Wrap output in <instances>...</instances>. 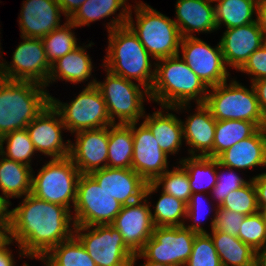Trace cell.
<instances>
[{"instance_id":"10","label":"cell","mask_w":266,"mask_h":266,"mask_svg":"<svg viewBox=\"0 0 266 266\" xmlns=\"http://www.w3.org/2000/svg\"><path fill=\"white\" fill-rule=\"evenodd\" d=\"M74 236L94 260L96 266H134V253L119 231L110 224L75 226Z\"/></svg>"},{"instance_id":"24","label":"cell","mask_w":266,"mask_h":266,"mask_svg":"<svg viewBox=\"0 0 266 266\" xmlns=\"http://www.w3.org/2000/svg\"><path fill=\"white\" fill-rule=\"evenodd\" d=\"M216 159L222 165L238 171L266 167V127L260 128L249 138L242 139Z\"/></svg>"},{"instance_id":"39","label":"cell","mask_w":266,"mask_h":266,"mask_svg":"<svg viewBox=\"0 0 266 266\" xmlns=\"http://www.w3.org/2000/svg\"><path fill=\"white\" fill-rule=\"evenodd\" d=\"M220 207L245 216L258 212L257 192L253 180L240 189L231 191Z\"/></svg>"},{"instance_id":"31","label":"cell","mask_w":266,"mask_h":266,"mask_svg":"<svg viewBox=\"0 0 266 266\" xmlns=\"http://www.w3.org/2000/svg\"><path fill=\"white\" fill-rule=\"evenodd\" d=\"M188 173L192 193H209L217 182V159L189 156L178 161ZM209 190V191H208Z\"/></svg>"},{"instance_id":"56","label":"cell","mask_w":266,"mask_h":266,"mask_svg":"<svg viewBox=\"0 0 266 266\" xmlns=\"http://www.w3.org/2000/svg\"><path fill=\"white\" fill-rule=\"evenodd\" d=\"M263 47L266 49V34L263 35Z\"/></svg>"},{"instance_id":"28","label":"cell","mask_w":266,"mask_h":266,"mask_svg":"<svg viewBox=\"0 0 266 266\" xmlns=\"http://www.w3.org/2000/svg\"><path fill=\"white\" fill-rule=\"evenodd\" d=\"M33 168L0 154V189L2 196L23 198L31 193Z\"/></svg>"},{"instance_id":"7","label":"cell","mask_w":266,"mask_h":266,"mask_svg":"<svg viewBox=\"0 0 266 266\" xmlns=\"http://www.w3.org/2000/svg\"><path fill=\"white\" fill-rule=\"evenodd\" d=\"M37 172L36 176L34 171L32 173L31 194L71 211L76 202L77 185L81 176L72 159L69 156L51 159Z\"/></svg>"},{"instance_id":"38","label":"cell","mask_w":266,"mask_h":266,"mask_svg":"<svg viewBox=\"0 0 266 266\" xmlns=\"http://www.w3.org/2000/svg\"><path fill=\"white\" fill-rule=\"evenodd\" d=\"M4 143L6 148L3 146ZM35 153L37 152L26 128L12 131L0 138V154L7 159L31 167L30 163Z\"/></svg>"},{"instance_id":"44","label":"cell","mask_w":266,"mask_h":266,"mask_svg":"<svg viewBox=\"0 0 266 266\" xmlns=\"http://www.w3.org/2000/svg\"><path fill=\"white\" fill-rule=\"evenodd\" d=\"M205 194L206 193H192L190 200L187 203L186 219H188L189 221L191 220L192 223L190 225L187 224L185 226L189 228L191 231H194L198 234L208 233V231H206L205 228L201 226V224L202 225L204 224L201 222L205 219V217L209 215V213H211L212 211L211 206H213L212 204L211 205L209 204V207L207 206L209 203V200L204 197ZM205 207L207 208L205 209ZM207 210L209 211L208 213H207Z\"/></svg>"},{"instance_id":"43","label":"cell","mask_w":266,"mask_h":266,"mask_svg":"<svg viewBox=\"0 0 266 266\" xmlns=\"http://www.w3.org/2000/svg\"><path fill=\"white\" fill-rule=\"evenodd\" d=\"M214 208L213 212H215L210 221V230H217L228 235L238 236L242 222L246 216L220 206Z\"/></svg>"},{"instance_id":"49","label":"cell","mask_w":266,"mask_h":266,"mask_svg":"<svg viewBox=\"0 0 266 266\" xmlns=\"http://www.w3.org/2000/svg\"><path fill=\"white\" fill-rule=\"evenodd\" d=\"M13 244V240L7 238L0 244V266H16L15 258L8 247Z\"/></svg>"},{"instance_id":"34","label":"cell","mask_w":266,"mask_h":266,"mask_svg":"<svg viewBox=\"0 0 266 266\" xmlns=\"http://www.w3.org/2000/svg\"><path fill=\"white\" fill-rule=\"evenodd\" d=\"M35 259L43 261L46 266H96L74 235L55 246L43 258Z\"/></svg>"},{"instance_id":"40","label":"cell","mask_w":266,"mask_h":266,"mask_svg":"<svg viewBox=\"0 0 266 266\" xmlns=\"http://www.w3.org/2000/svg\"><path fill=\"white\" fill-rule=\"evenodd\" d=\"M237 237L257 252L266 250V223L259 211L244 218Z\"/></svg>"},{"instance_id":"22","label":"cell","mask_w":266,"mask_h":266,"mask_svg":"<svg viewBox=\"0 0 266 266\" xmlns=\"http://www.w3.org/2000/svg\"><path fill=\"white\" fill-rule=\"evenodd\" d=\"M195 107V113H190L185 122L181 120L184 140L190 147L188 154L213 158L216 120L204 103Z\"/></svg>"},{"instance_id":"6","label":"cell","mask_w":266,"mask_h":266,"mask_svg":"<svg viewBox=\"0 0 266 266\" xmlns=\"http://www.w3.org/2000/svg\"><path fill=\"white\" fill-rule=\"evenodd\" d=\"M248 89L237 80H230L209 87L205 105L216 121L245 120L259 128L266 127V120L260 110L254 87Z\"/></svg>"},{"instance_id":"36","label":"cell","mask_w":266,"mask_h":266,"mask_svg":"<svg viewBox=\"0 0 266 266\" xmlns=\"http://www.w3.org/2000/svg\"><path fill=\"white\" fill-rule=\"evenodd\" d=\"M76 26L66 19L65 23L42 38L46 58L50 65L79 46L74 31Z\"/></svg>"},{"instance_id":"27","label":"cell","mask_w":266,"mask_h":266,"mask_svg":"<svg viewBox=\"0 0 266 266\" xmlns=\"http://www.w3.org/2000/svg\"><path fill=\"white\" fill-rule=\"evenodd\" d=\"M86 52V48L79 45L54 62L45 87H49V84L56 82L57 79L73 84L88 81L94 67L90 55Z\"/></svg>"},{"instance_id":"41","label":"cell","mask_w":266,"mask_h":266,"mask_svg":"<svg viewBox=\"0 0 266 266\" xmlns=\"http://www.w3.org/2000/svg\"><path fill=\"white\" fill-rule=\"evenodd\" d=\"M185 266H222L214 242L208 233L195 236L191 255Z\"/></svg>"},{"instance_id":"21","label":"cell","mask_w":266,"mask_h":266,"mask_svg":"<svg viewBox=\"0 0 266 266\" xmlns=\"http://www.w3.org/2000/svg\"><path fill=\"white\" fill-rule=\"evenodd\" d=\"M219 42L226 66L238 71L250 55L263 46V34L256 21L226 29Z\"/></svg>"},{"instance_id":"15","label":"cell","mask_w":266,"mask_h":266,"mask_svg":"<svg viewBox=\"0 0 266 266\" xmlns=\"http://www.w3.org/2000/svg\"><path fill=\"white\" fill-rule=\"evenodd\" d=\"M66 130L60 113L51 103L26 127L33 146L38 153L60 159L70 154V139L63 141L62 130Z\"/></svg>"},{"instance_id":"48","label":"cell","mask_w":266,"mask_h":266,"mask_svg":"<svg viewBox=\"0 0 266 266\" xmlns=\"http://www.w3.org/2000/svg\"><path fill=\"white\" fill-rule=\"evenodd\" d=\"M252 85L257 95L260 110L266 120V78L258 79L252 82Z\"/></svg>"},{"instance_id":"16","label":"cell","mask_w":266,"mask_h":266,"mask_svg":"<svg viewBox=\"0 0 266 266\" xmlns=\"http://www.w3.org/2000/svg\"><path fill=\"white\" fill-rule=\"evenodd\" d=\"M132 128L133 156L131 169L146 182H153L168 166V155L159 147L150 129L142 122L128 123Z\"/></svg>"},{"instance_id":"55","label":"cell","mask_w":266,"mask_h":266,"mask_svg":"<svg viewBox=\"0 0 266 266\" xmlns=\"http://www.w3.org/2000/svg\"><path fill=\"white\" fill-rule=\"evenodd\" d=\"M7 239V235L0 229V244Z\"/></svg>"},{"instance_id":"9","label":"cell","mask_w":266,"mask_h":266,"mask_svg":"<svg viewBox=\"0 0 266 266\" xmlns=\"http://www.w3.org/2000/svg\"><path fill=\"white\" fill-rule=\"evenodd\" d=\"M96 81V78L90 80L81 93L69 103L50 96V103L60 113L66 130L71 134L113 125L103 96L95 86Z\"/></svg>"},{"instance_id":"12","label":"cell","mask_w":266,"mask_h":266,"mask_svg":"<svg viewBox=\"0 0 266 266\" xmlns=\"http://www.w3.org/2000/svg\"><path fill=\"white\" fill-rule=\"evenodd\" d=\"M121 208L90 174H81L72 215L75 226L111 224Z\"/></svg>"},{"instance_id":"5","label":"cell","mask_w":266,"mask_h":266,"mask_svg":"<svg viewBox=\"0 0 266 266\" xmlns=\"http://www.w3.org/2000/svg\"><path fill=\"white\" fill-rule=\"evenodd\" d=\"M132 7L136 22L132 17ZM127 25L155 61L179 55L182 37L178 26L173 19L153 9L147 3L136 1V5L131 6Z\"/></svg>"},{"instance_id":"52","label":"cell","mask_w":266,"mask_h":266,"mask_svg":"<svg viewBox=\"0 0 266 266\" xmlns=\"http://www.w3.org/2000/svg\"><path fill=\"white\" fill-rule=\"evenodd\" d=\"M256 263L259 266H266V250L257 252Z\"/></svg>"},{"instance_id":"57","label":"cell","mask_w":266,"mask_h":266,"mask_svg":"<svg viewBox=\"0 0 266 266\" xmlns=\"http://www.w3.org/2000/svg\"><path fill=\"white\" fill-rule=\"evenodd\" d=\"M251 266H259L256 262L254 264H252Z\"/></svg>"},{"instance_id":"19","label":"cell","mask_w":266,"mask_h":266,"mask_svg":"<svg viewBox=\"0 0 266 266\" xmlns=\"http://www.w3.org/2000/svg\"><path fill=\"white\" fill-rule=\"evenodd\" d=\"M90 175L112 198L122 206L145 197L147 182L131 168H103Z\"/></svg>"},{"instance_id":"2","label":"cell","mask_w":266,"mask_h":266,"mask_svg":"<svg viewBox=\"0 0 266 266\" xmlns=\"http://www.w3.org/2000/svg\"><path fill=\"white\" fill-rule=\"evenodd\" d=\"M155 76L150 98L160 106L181 112L190 108L191 100L205 103L209 87L180 58L173 56L153 62Z\"/></svg>"},{"instance_id":"23","label":"cell","mask_w":266,"mask_h":266,"mask_svg":"<svg viewBox=\"0 0 266 266\" xmlns=\"http://www.w3.org/2000/svg\"><path fill=\"white\" fill-rule=\"evenodd\" d=\"M215 3L212 0H177L176 20L181 37H195L193 33H211L217 30Z\"/></svg>"},{"instance_id":"17","label":"cell","mask_w":266,"mask_h":266,"mask_svg":"<svg viewBox=\"0 0 266 266\" xmlns=\"http://www.w3.org/2000/svg\"><path fill=\"white\" fill-rule=\"evenodd\" d=\"M150 206L151 202H148L146 197L137 202L124 205L110 224L119 231L126 246L134 254L139 253L152 236L155 226Z\"/></svg>"},{"instance_id":"33","label":"cell","mask_w":266,"mask_h":266,"mask_svg":"<svg viewBox=\"0 0 266 266\" xmlns=\"http://www.w3.org/2000/svg\"><path fill=\"white\" fill-rule=\"evenodd\" d=\"M260 128L253 122L245 120L216 121L213 158H217L239 141L254 135Z\"/></svg>"},{"instance_id":"29","label":"cell","mask_w":266,"mask_h":266,"mask_svg":"<svg viewBox=\"0 0 266 266\" xmlns=\"http://www.w3.org/2000/svg\"><path fill=\"white\" fill-rule=\"evenodd\" d=\"M211 236L222 266H251L256 262L257 251L237 236L212 230Z\"/></svg>"},{"instance_id":"11","label":"cell","mask_w":266,"mask_h":266,"mask_svg":"<svg viewBox=\"0 0 266 266\" xmlns=\"http://www.w3.org/2000/svg\"><path fill=\"white\" fill-rule=\"evenodd\" d=\"M198 233L184 226H155L152 236L133 261L144 258L170 266H185Z\"/></svg>"},{"instance_id":"53","label":"cell","mask_w":266,"mask_h":266,"mask_svg":"<svg viewBox=\"0 0 266 266\" xmlns=\"http://www.w3.org/2000/svg\"><path fill=\"white\" fill-rule=\"evenodd\" d=\"M145 263L143 265H140V266H170V265H167V264H163V263H159V262H152V261H149V260H146L144 259Z\"/></svg>"},{"instance_id":"46","label":"cell","mask_w":266,"mask_h":266,"mask_svg":"<svg viewBox=\"0 0 266 266\" xmlns=\"http://www.w3.org/2000/svg\"><path fill=\"white\" fill-rule=\"evenodd\" d=\"M11 202L0 195V229L7 235L11 223Z\"/></svg>"},{"instance_id":"4","label":"cell","mask_w":266,"mask_h":266,"mask_svg":"<svg viewBox=\"0 0 266 266\" xmlns=\"http://www.w3.org/2000/svg\"><path fill=\"white\" fill-rule=\"evenodd\" d=\"M46 87L31 81L0 77V138L24 129L50 103Z\"/></svg>"},{"instance_id":"54","label":"cell","mask_w":266,"mask_h":266,"mask_svg":"<svg viewBox=\"0 0 266 266\" xmlns=\"http://www.w3.org/2000/svg\"><path fill=\"white\" fill-rule=\"evenodd\" d=\"M259 212L261 213V215H262V217H263V220H264L265 223H266V205L263 206V207H261V208L259 209Z\"/></svg>"},{"instance_id":"20","label":"cell","mask_w":266,"mask_h":266,"mask_svg":"<svg viewBox=\"0 0 266 266\" xmlns=\"http://www.w3.org/2000/svg\"><path fill=\"white\" fill-rule=\"evenodd\" d=\"M20 10L19 27L22 37L43 38L61 27L64 15L57 0H26Z\"/></svg>"},{"instance_id":"8","label":"cell","mask_w":266,"mask_h":266,"mask_svg":"<svg viewBox=\"0 0 266 266\" xmlns=\"http://www.w3.org/2000/svg\"><path fill=\"white\" fill-rule=\"evenodd\" d=\"M105 72L107 73L105 80L96 81L95 86L103 96L111 122L113 124L139 122L140 118L145 116L144 100L147 98L151 101L149 90L142 89V85L114 75L108 70Z\"/></svg>"},{"instance_id":"25","label":"cell","mask_w":266,"mask_h":266,"mask_svg":"<svg viewBox=\"0 0 266 266\" xmlns=\"http://www.w3.org/2000/svg\"><path fill=\"white\" fill-rule=\"evenodd\" d=\"M127 0H86L80 5L78 10L69 18L76 27L90 26L91 22L99 21V19L108 18L115 15L120 10L115 18L113 17L107 23V32H110L116 27L127 24L131 4L127 5Z\"/></svg>"},{"instance_id":"45","label":"cell","mask_w":266,"mask_h":266,"mask_svg":"<svg viewBox=\"0 0 266 266\" xmlns=\"http://www.w3.org/2000/svg\"><path fill=\"white\" fill-rule=\"evenodd\" d=\"M238 71L249 74L251 83L266 78V49L262 46L254 51Z\"/></svg>"},{"instance_id":"13","label":"cell","mask_w":266,"mask_h":266,"mask_svg":"<svg viewBox=\"0 0 266 266\" xmlns=\"http://www.w3.org/2000/svg\"><path fill=\"white\" fill-rule=\"evenodd\" d=\"M23 42L17 46L10 64L1 59L0 77L13 81H31L45 86L51 72L41 38L20 36Z\"/></svg>"},{"instance_id":"26","label":"cell","mask_w":266,"mask_h":266,"mask_svg":"<svg viewBox=\"0 0 266 266\" xmlns=\"http://www.w3.org/2000/svg\"><path fill=\"white\" fill-rule=\"evenodd\" d=\"M166 109V113L164 112ZM171 107H163L143 117V123L150 129L159 147L169 156L178 154L184 139L181 119L169 113ZM168 112V113H167Z\"/></svg>"},{"instance_id":"50","label":"cell","mask_w":266,"mask_h":266,"mask_svg":"<svg viewBox=\"0 0 266 266\" xmlns=\"http://www.w3.org/2000/svg\"><path fill=\"white\" fill-rule=\"evenodd\" d=\"M86 0H57L61 10L65 15V19H69Z\"/></svg>"},{"instance_id":"18","label":"cell","mask_w":266,"mask_h":266,"mask_svg":"<svg viewBox=\"0 0 266 266\" xmlns=\"http://www.w3.org/2000/svg\"><path fill=\"white\" fill-rule=\"evenodd\" d=\"M75 142H70V154L74 165L81 174L107 167L109 126L81 130L76 133Z\"/></svg>"},{"instance_id":"47","label":"cell","mask_w":266,"mask_h":266,"mask_svg":"<svg viewBox=\"0 0 266 266\" xmlns=\"http://www.w3.org/2000/svg\"><path fill=\"white\" fill-rule=\"evenodd\" d=\"M257 192V204L258 208L266 205V172L259 173L251 178Z\"/></svg>"},{"instance_id":"14","label":"cell","mask_w":266,"mask_h":266,"mask_svg":"<svg viewBox=\"0 0 266 266\" xmlns=\"http://www.w3.org/2000/svg\"><path fill=\"white\" fill-rule=\"evenodd\" d=\"M180 57L189 68L208 86L229 81L230 74L225 64L220 42L212 47L198 37L181 39Z\"/></svg>"},{"instance_id":"30","label":"cell","mask_w":266,"mask_h":266,"mask_svg":"<svg viewBox=\"0 0 266 266\" xmlns=\"http://www.w3.org/2000/svg\"><path fill=\"white\" fill-rule=\"evenodd\" d=\"M259 0H216L215 19L217 30L225 25L226 29L256 22Z\"/></svg>"},{"instance_id":"51","label":"cell","mask_w":266,"mask_h":266,"mask_svg":"<svg viewBox=\"0 0 266 266\" xmlns=\"http://www.w3.org/2000/svg\"><path fill=\"white\" fill-rule=\"evenodd\" d=\"M256 21L262 34H266V0H259L257 5Z\"/></svg>"},{"instance_id":"37","label":"cell","mask_w":266,"mask_h":266,"mask_svg":"<svg viewBox=\"0 0 266 266\" xmlns=\"http://www.w3.org/2000/svg\"><path fill=\"white\" fill-rule=\"evenodd\" d=\"M151 213L154 226H184L187 216V203L170 194L161 195Z\"/></svg>"},{"instance_id":"42","label":"cell","mask_w":266,"mask_h":266,"mask_svg":"<svg viewBox=\"0 0 266 266\" xmlns=\"http://www.w3.org/2000/svg\"><path fill=\"white\" fill-rule=\"evenodd\" d=\"M219 170L220 172H218ZM250 180L251 179L248 181L244 180L239 174L237 175L232 168L222 165L217 160V182L210 192L212 195L211 197L217 202L215 206H220L231 191L240 189L248 184Z\"/></svg>"},{"instance_id":"35","label":"cell","mask_w":266,"mask_h":266,"mask_svg":"<svg viewBox=\"0 0 266 266\" xmlns=\"http://www.w3.org/2000/svg\"><path fill=\"white\" fill-rule=\"evenodd\" d=\"M162 186L164 193L181 199L188 203L192 195L188 173L185 168L180 166L173 167L172 170H166L162 175H159L153 182H147L145 188V197L149 198L151 194L157 192Z\"/></svg>"},{"instance_id":"32","label":"cell","mask_w":266,"mask_h":266,"mask_svg":"<svg viewBox=\"0 0 266 266\" xmlns=\"http://www.w3.org/2000/svg\"><path fill=\"white\" fill-rule=\"evenodd\" d=\"M133 150L132 128L128 124L109 126L107 167L131 168Z\"/></svg>"},{"instance_id":"3","label":"cell","mask_w":266,"mask_h":266,"mask_svg":"<svg viewBox=\"0 0 266 266\" xmlns=\"http://www.w3.org/2000/svg\"><path fill=\"white\" fill-rule=\"evenodd\" d=\"M106 50L107 54L102 65L105 70L130 81L136 80L142 88L150 91L154 81L155 66L152 70L151 55L127 24L108 32Z\"/></svg>"},{"instance_id":"1","label":"cell","mask_w":266,"mask_h":266,"mask_svg":"<svg viewBox=\"0 0 266 266\" xmlns=\"http://www.w3.org/2000/svg\"><path fill=\"white\" fill-rule=\"evenodd\" d=\"M74 227L68 208L30 193L23 197L19 206L11 209L7 238L17 242L21 259L23 256L43 258L55 246L70 239L74 235Z\"/></svg>"}]
</instances>
